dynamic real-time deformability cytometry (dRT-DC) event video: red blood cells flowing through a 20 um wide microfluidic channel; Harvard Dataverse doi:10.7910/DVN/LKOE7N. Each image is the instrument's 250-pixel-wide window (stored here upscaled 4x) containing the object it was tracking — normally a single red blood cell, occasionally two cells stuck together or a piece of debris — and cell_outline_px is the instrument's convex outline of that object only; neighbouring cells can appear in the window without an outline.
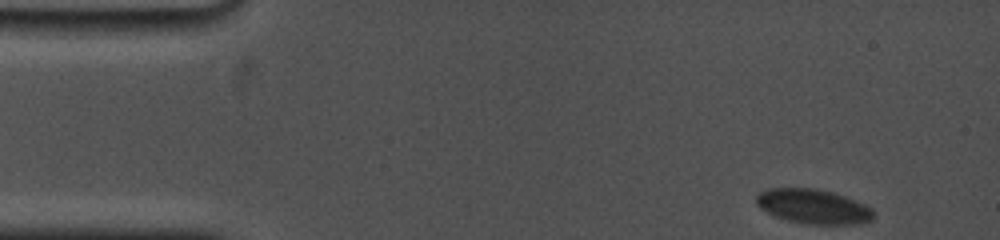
{"species": "common noctule bat (a hibernating species)", "species_latin": "Nyctalus noctula", "temperature_condition": "cold", "stored_images_in_passage": 97, "camera_frame_rate_fps": 5000, "um_per_image_px": 0.085, "animal": {"sex": "female", "body_mass_g": 19.0, "forearm_length_mm": 53.3}, "frame": {"image": 1, "passage_image": 1, "time_ms": 0.0, "image_size_px": [1000, 240], "cell_outline_px": [[876, 216], [872, 220], [860, 224], [808, 224], [788, 220], [776, 216], [760, 208], [756, 204], [756, 196], [760, 192], [768, 188], [816, 188], [836, 192], [864, 204], [872, 208], [876, 212]], "centroid_in_image_um": [69.18, 17.54], "position_along_channel_um": 15.8, "area_um2": 23.87}}
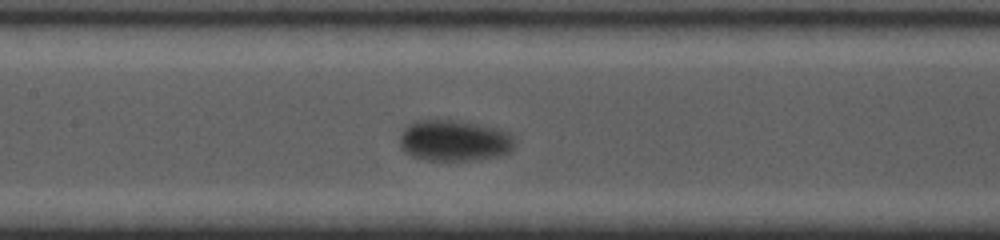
{"frame": {"image": 2, "passage_image": 42, "time_ms": 7.4, "image_size_px": [1000, 240], "cell_outline_px": [[516, 144], [508, 152], [496, 156], [468, 160], [424, 160], [412, 156], [404, 152], [400, 148], [400, 136], [404, 124], [412, 120], [460, 120], [496, 128], [508, 132], [512, 136]], "centroid_in_image_um": [38.54, 11.93], "position_along_channel_um": 168.9, "area_um2": 27.8}}
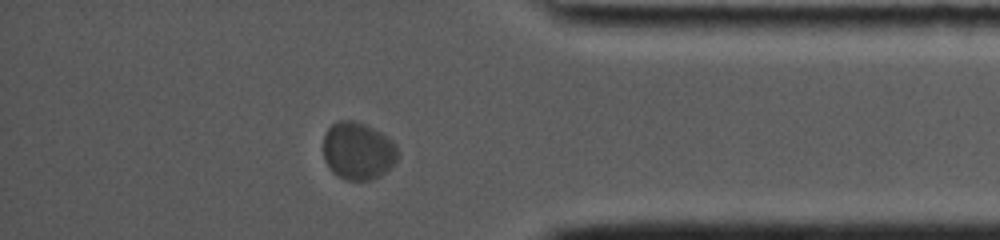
{"frame": {"image": 3, "passage_image": 80, "time_ms": 14.6, "image_size_px": [1000, 240], "cell_outline_px": [[400, 156], [380, 176], [372, 180], [344, 180], [336, 176], [332, 172], [324, 160], [324, 132], [336, 120], [352, 120], [364, 124], [380, 132], [392, 140], [396, 144], [400, 152]], "centroid_in_image_um": [30.42, 12.83], "position_along_channel_um": 404.8, "area_um2": 25.26}}